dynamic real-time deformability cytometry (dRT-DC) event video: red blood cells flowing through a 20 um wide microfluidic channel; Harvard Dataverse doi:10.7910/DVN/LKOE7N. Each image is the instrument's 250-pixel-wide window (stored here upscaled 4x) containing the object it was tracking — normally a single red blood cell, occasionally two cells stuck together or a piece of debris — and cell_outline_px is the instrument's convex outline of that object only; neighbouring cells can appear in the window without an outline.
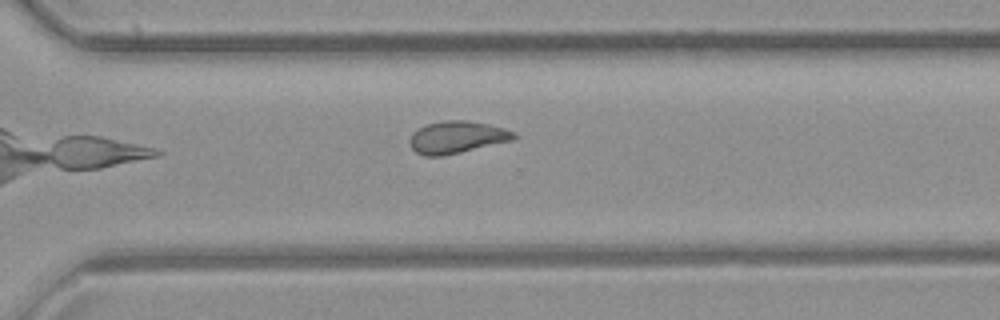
{"species": "common noctule bat (a hibernating species)", "species_latin": "Nyctalus noctula", "temperature_condition": "room temperature", "stored_images_in_passage": 10, "camera_frame_rate_fps": 3000, "um_per_image_px": 0.085, "animal": {"sex": "female", "body_mass_g": 21.9}, "frame": {"image": 1, "passage_image": 10, "time_ms": 10.667, "image_size_px": [1000, 320], "cell_outline_px": [[516, 136], [512, 140], [444, 156], [424, 156], [416, 152], [412, 148], [408, 140], [412, 132], [416, 128], [428, 124], [444, 120], [464, 120], [488, 124], [504, 128], [516, 132]], "centroid_in_image_um": [38.79, 11.66], "position_along_channel_um": 331.8, "area_um2": 19.59}}